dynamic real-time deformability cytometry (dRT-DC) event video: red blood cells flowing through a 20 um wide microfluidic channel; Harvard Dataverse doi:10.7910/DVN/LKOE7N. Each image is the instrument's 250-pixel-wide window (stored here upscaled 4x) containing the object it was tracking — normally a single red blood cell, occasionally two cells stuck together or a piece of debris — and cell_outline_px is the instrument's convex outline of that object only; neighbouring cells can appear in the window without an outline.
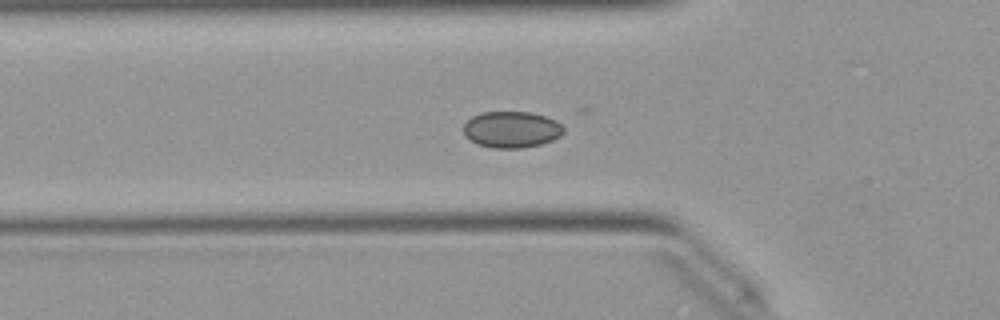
{"species": "Egyptian fruit bat (a non-hibernating species)", "species_latin": "Rousettus aegyptiacus", "temperature_condition": "warm", "stored_images_in_passage": 51, "camera_frame_rate_fps": 3000, "um_per_image_px": 0.085, "animal": {"sex": "female"}, "frame": {"image": 1, "passage_image": 16, "time_ms": 5.0, "image_size_px": [1000, 320], "cell_outline_px": [[564, 132], [560, 136], [552, 140], [540, 144], [524, 148], [492, 148], [476, 144], [464, 136], [464, 124], [472, 116], [480, 112], [532, 112], [556, 120], [564, 128]], "centroid_in_image_um": [43.47, 11.01], "position_along_channel_um": 82.3, "area_um2": 21.39}}
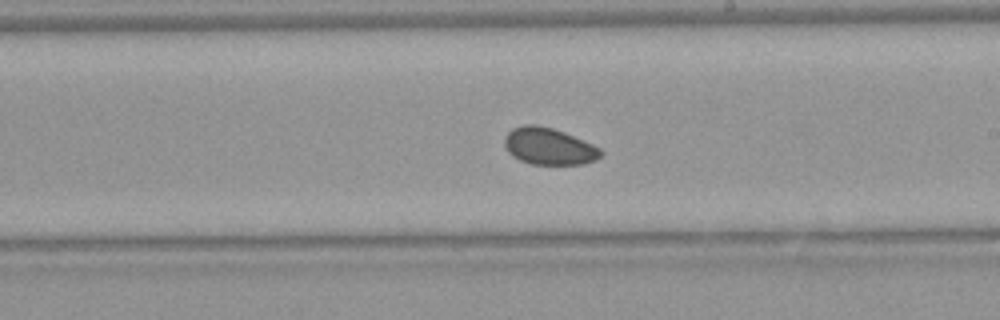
{"frame": {"image": 2, "passage_image": 28, "time_ms": 9.0, "image_size_px": [1000, 320], "cell_outline_px": [[604, 152], [596, 160], [584, 164], [532, 164], [520, 160], [512, 156], [508, 152], [504, 144], [504, 136], [512, 128], [524, 124], [536, 124], [552, 128], [564, 132], [592, 144], [600, 148]], "centroid_in_image_um": [46.64, 12.43], "position_along_channel_um": 242.4, "area_um2": 20.75}}
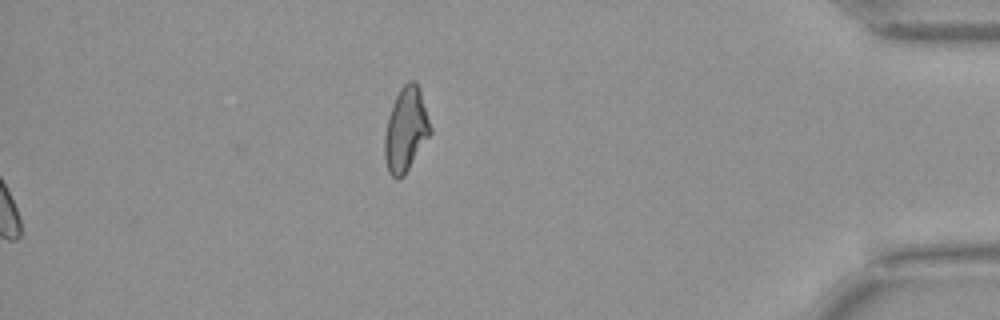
{"frame": {"image": 3, "passage_image": 51, "time_ms": 16.667, "image_size_px": [1000, 320], "cell_outline_px": [[432, 132], [404, 176], [392, 176], [388, 172], [384, 156], [384, 136], [388, 116], [392, 104], [400, 88], [408, 80], [412, 80], [420, 88], [432, 128]], "centroid_in_image_um": [34.5, 10.99], "position_along_channel_um": 400.7, "area_um2": 22.43}}